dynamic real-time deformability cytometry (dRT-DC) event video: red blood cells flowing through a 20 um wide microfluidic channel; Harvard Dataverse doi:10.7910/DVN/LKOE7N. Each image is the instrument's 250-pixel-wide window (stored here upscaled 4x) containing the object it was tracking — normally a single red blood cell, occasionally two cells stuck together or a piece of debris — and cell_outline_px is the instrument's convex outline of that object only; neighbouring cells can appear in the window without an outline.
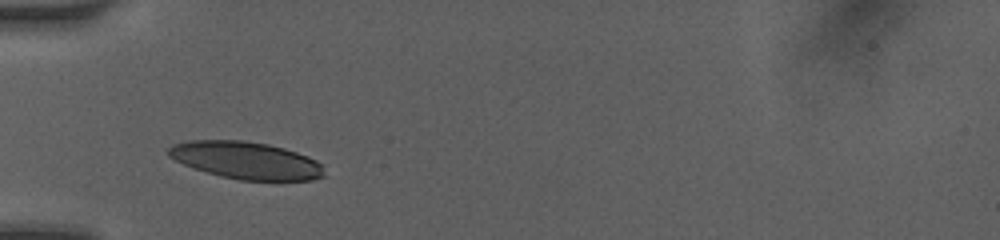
{"species": "human", "species_latin": "Homo sapiens", "temperature_condition": "room temperature", "stored_images_in_passage": 3, "camera_frame_rate_fps": 3000, "um_per_image_px": 0.085, "donor": {"sex": "female"}, "frame": {"image": 1, "passage_image": 2, "time_ms": 1.0, "image_size_px": [1000, 240], "cell_outline_px": [[324, 176], [312, 180], [240, 180], [220, 176], [192, 168], [168, 156], [168, 148], [172, 144], [188, 140], [244, 140], [268, 144], [284, 148], [308, 156], [316, 160], [320, 164]], "centroid_in_image_um": [20.88, 13.62], "position_along_channel_um": 64.1, "area_um2": 33.81}}